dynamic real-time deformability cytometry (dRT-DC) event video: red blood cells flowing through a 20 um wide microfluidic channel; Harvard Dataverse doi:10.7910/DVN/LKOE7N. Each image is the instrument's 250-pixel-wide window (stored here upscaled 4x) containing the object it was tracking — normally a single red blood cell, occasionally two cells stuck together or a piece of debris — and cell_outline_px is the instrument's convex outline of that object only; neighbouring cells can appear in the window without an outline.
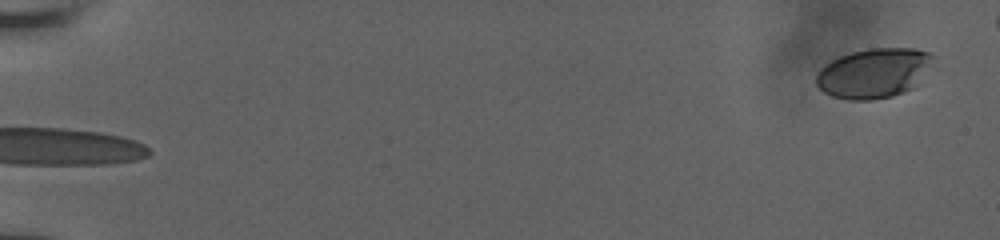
{"species": "human", "species_latin": "Homo sapiens", "temperature_condition": "room temperature", "stored_images_in_passage": 6, "segment_of_instrument_passage": [2, 2], "camera_frame_rate_fps": 3000, "um_per_image_px": 0.085, "donor": {"sex": "male"}, "frame": {"image": 1, "passage_image": 6, "time_ms": 3.0, "image_size_px": [1000, 240], "cell_outline_px": [[936, 56], [912, 88], [904, 92], [892, 96], [872, 100], [852, 100], [832, 96], [824, 92], [816, 84], [816, 76], [820, 68], [832, 60], [840, 56], [852, 52], [868, 48], [912, 48], [928, 52]], "centroid_in_image_um": [74.24, 6.21], "position_along_channel_um": 10.8, "area_um2": 33.52}}